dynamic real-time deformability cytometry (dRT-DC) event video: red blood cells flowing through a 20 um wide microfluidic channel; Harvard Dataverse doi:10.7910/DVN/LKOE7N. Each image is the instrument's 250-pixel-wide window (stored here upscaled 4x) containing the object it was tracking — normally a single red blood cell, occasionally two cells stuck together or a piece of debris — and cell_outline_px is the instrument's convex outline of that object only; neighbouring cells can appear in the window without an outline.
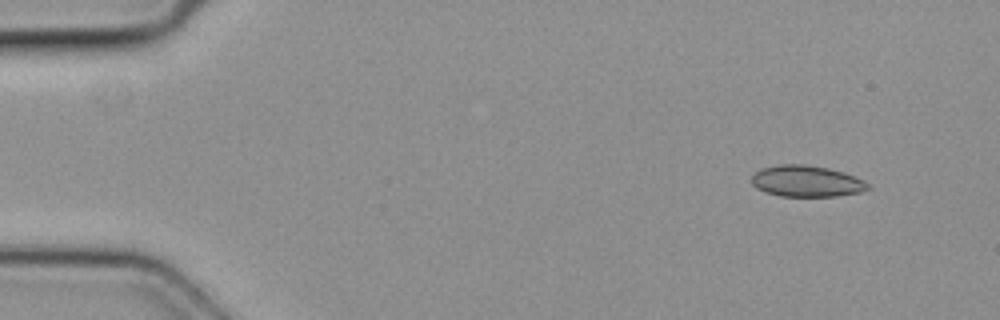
{"species": "common noctule bat (a hibernating species)", "species_latin": "Nyctalus noctula", "temperature_condition": "cold", "stored_images_in_passage": 4, "camera_frame_rate_fps": 3000, "um_per_image_px": 0.085, "animal": {"sex": "female", "body_mass_g": 19.3, "forearm_length_mm": 54.1}, "frame": {"image": 1, "passage_image": 1, "time_ms": 0.0, "image_size_px": [1000, 320], "cell_outline_px": [[872, 188], [860, 192], [836, 196], [780, 196], [756, 188], [752, 184], [752, 176], [760, 168], [780, 164], [804, 164], [828, 168], [844, 172], [856, 176], [864, 180]], "centroid_in_image_um": [68.58, 15.39], "position_along_channel_um": 16.4, "area_um2": 21.27}}